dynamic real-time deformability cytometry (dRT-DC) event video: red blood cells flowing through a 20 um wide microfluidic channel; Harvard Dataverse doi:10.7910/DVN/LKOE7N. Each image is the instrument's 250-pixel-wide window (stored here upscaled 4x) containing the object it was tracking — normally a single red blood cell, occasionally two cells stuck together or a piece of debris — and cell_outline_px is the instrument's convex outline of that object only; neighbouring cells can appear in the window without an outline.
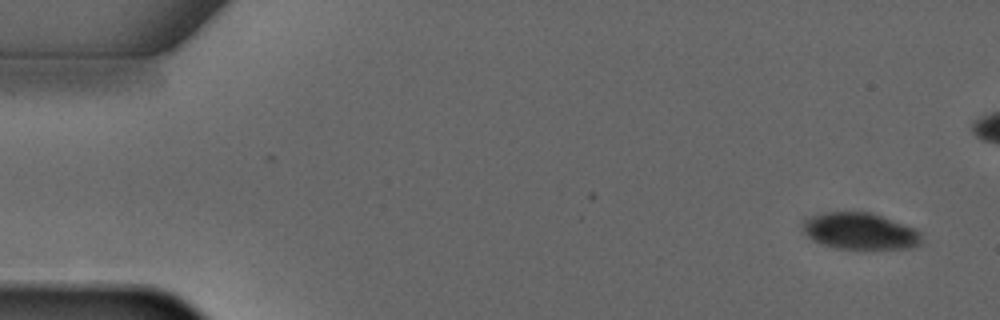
{"species": "common noctule bat (a hibernating species)", "species_latin": "Nyctalus noctula", "temperature_condition": "warm", "stored_images_in_passage": 4, "camera_frame_rate_fps": 3000, "um_per_image_px": 0.085, "animal": {"sex": "male", "forearm_length_mm": 52.5}, "frame": {"image": 1, "passage_image": 1, "time_ms": 0.0, "image_size_px": [1000, 320], "cell_outline_px": [[924, 244], [912, 248], [836, 248], [820, 244], [812, 240], [804, 232], [800, 224], [804, 220], [812, 216], [824, 212], [868, 212], [916, 228], [920, 232]], "centroid_in_image_um": [73.11, 19.65], "position_along_channel_um": 11.9, "area_um2": 25.37}}